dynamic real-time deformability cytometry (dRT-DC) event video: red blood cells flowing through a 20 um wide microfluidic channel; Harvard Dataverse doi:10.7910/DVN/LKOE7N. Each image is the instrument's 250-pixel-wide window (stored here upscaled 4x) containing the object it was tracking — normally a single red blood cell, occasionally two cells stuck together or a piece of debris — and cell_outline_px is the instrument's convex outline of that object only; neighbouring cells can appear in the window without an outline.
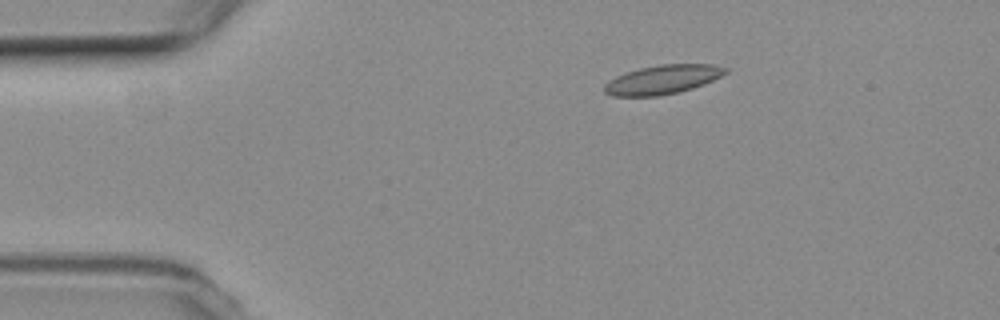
{"species": "common noctule bat (a hibernating species)", "species_latin": "Nyctalus noctula", "temperature_condition": "room temperature", "stored_images_in_passage": 3, "camera_frame_rate_fps": 3000, "um_per_image_px": 0.085, "animal": {"sex": "female", "body_mass_g": 19.3, "forearm_length_mm": 54.1}, "frame": {"image": 1, "passage_image": 1, "time_ms": 0.0, "image_size_px": [1000, 320], "cell_outline_px": [[728, 72], [704, 84], [692, 88], [660, 96], [612, 96], [604, 92], [604, 84], [608, 80], [616, 76], [640, 68], [660, 64], [712, 64], [728, 68]], "centroid_in_image_um": [56.31, 6.76], "position_along_channel_um": 28.7, "area_um2": 20.4}}
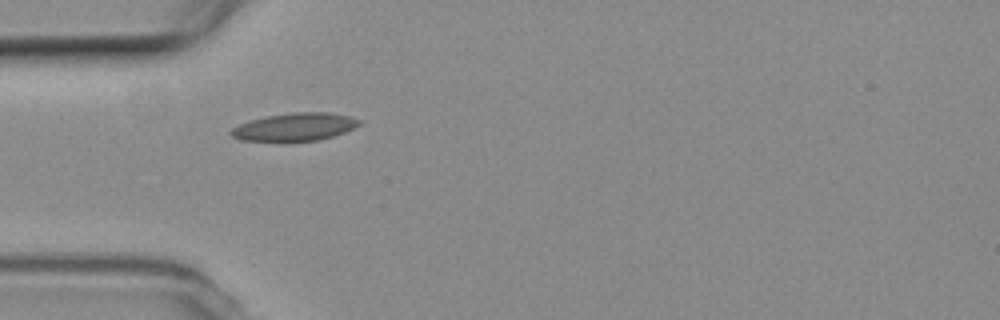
{"frame": {"image": 2, "passage_image": 2, "time_ms": 2.333, "image_size_px": [1000, 320], "cell_outline_px": [[360, 124], [344, 132], [332, 136], [316, 140], [240, 140], [232, 136], [228, 132], [232, 128], [240, 124], [264, 116], [292, 112], [328, 112], [348, 116], [360, 120]], "centroid_in_image_um": [25.03, 10.77], "position_along_channel_um": 60.0, "area_um2": 20.35}}
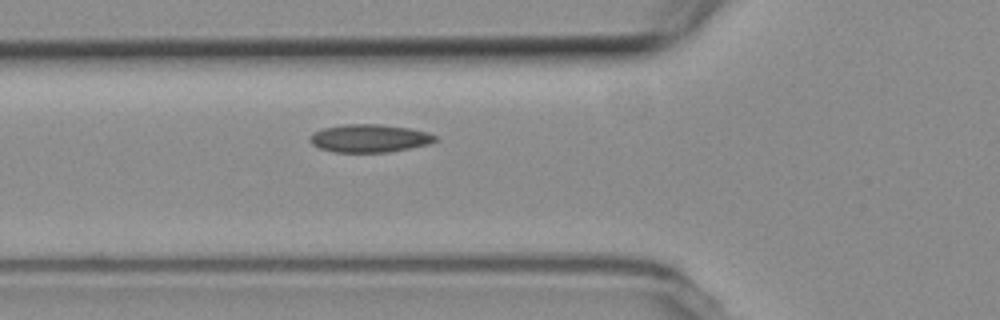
{"frame": {"image": 3, "passage_image": 3, "time_ms": 3.333, "image_size_px": [1000, 320], "cell_outline_px": [[440, 140], [428, 144], [388, 152], [332, 152], [320, 148], [312, 144], [308, 140], [308, 136], [312, 132], [324, 128], [344, 124], [380, 124], [408, 128], [428, 132], [436, 136]], "centroid_in_image_um": [31.38, 11.75], "position_along_channel_um": 94.4, "area_um2": 20.52}}